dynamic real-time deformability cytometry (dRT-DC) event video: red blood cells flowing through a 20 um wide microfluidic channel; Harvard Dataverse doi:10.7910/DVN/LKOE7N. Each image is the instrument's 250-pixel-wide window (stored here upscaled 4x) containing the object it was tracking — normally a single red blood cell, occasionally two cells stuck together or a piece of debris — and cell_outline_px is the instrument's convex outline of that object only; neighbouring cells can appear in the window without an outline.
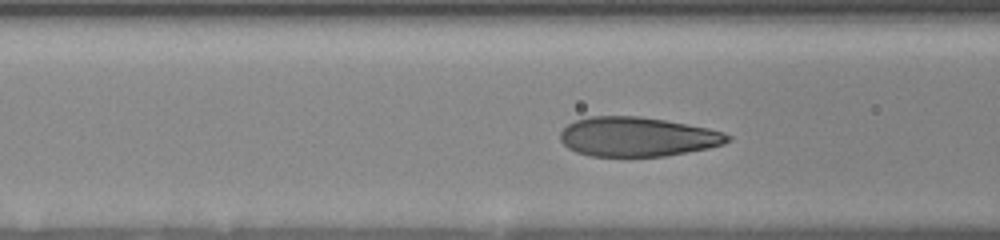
{"species": "human", "species_latin": "Homo sapiens", "temperature_condition": "room temperature", "stored_images_in_passage": 31, "camera_frame_rate_fps": 3000, "um_per_image_px": 0.085, "donor": {"sex": "female"}, "frame": {"image": 1, "passage_image": 20, "time_ms": 5.333, "image_size_px": [1000, 240], "cell_outline_px": [[732, 140], [724, 144], [708, 148], [664, 156], [588, 156], [576, 152], [568, 148], [560, 140], [560, 132], [568, 124], [576, 120], [592, 116], [640, 116], [664, 120], [708, 128], [724, 132], [732, 136]], "centroid_in_image_um": [54.18, 11.63], "position_along_channel_um": 112.4, "area_um2": 38.44}}